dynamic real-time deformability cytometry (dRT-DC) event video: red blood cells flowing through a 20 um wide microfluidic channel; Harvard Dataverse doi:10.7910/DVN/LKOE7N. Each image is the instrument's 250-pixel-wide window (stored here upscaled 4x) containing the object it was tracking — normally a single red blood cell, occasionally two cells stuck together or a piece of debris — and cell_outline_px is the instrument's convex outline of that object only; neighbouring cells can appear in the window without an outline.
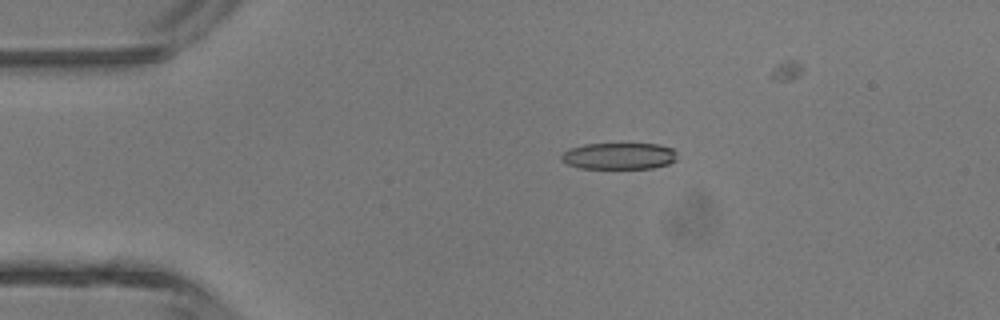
{"species": "common noctule bat (a hibernating species)", "species_latin": "Nyctalus noctula", "temperature_condition": "room temperature", "stored_images_in_passage": 5, "camera_frame_rate_fps": 3000, "um_per_image_px": 0.085, "animal": {"sex": "male", "body_mass_g": 13.3}, "frame": {"image": 1, "passage_image": 3, "time_ms": 2.333, "image_size_px": [1000, 320], "cell_outline_px": [[676, 160], [668, 164], [652, 168], [580, 168], [568, 164], [560, 160], [560, 156], [568, 148], [584, 144], [660, 144], [672, 148], [676, 152]], "centroid_in_image_um": [52.6, 13.25], "position_along_channel_um": 32.4, "area_um2": 17.98}}
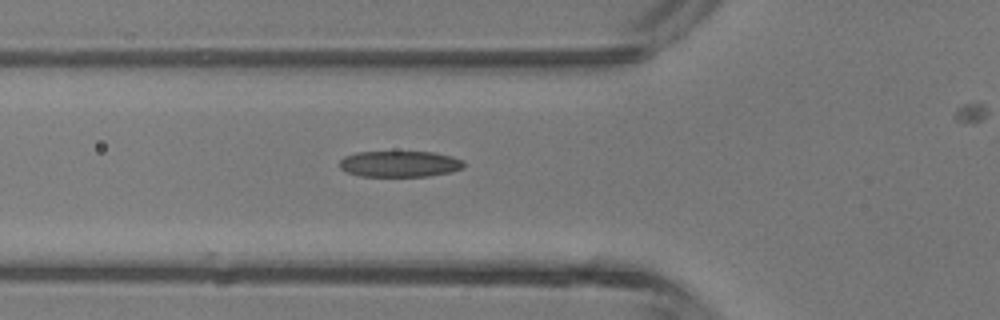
{"frame": {"image": 2, "passage_image": 5, "time_ms": 4.667, "image_size_px": [1000, 320], "cell_outline_px": [[464, 168], [452, 172], [428, 176], [360, 176], [348, 172], [340, 168], [340, 160], [344, 156], [356, 152], [436, 152], [452, 156], [464, 160]], "centroid_in_image_um": [34.01, 13.93], "position_along_channel_um": 91.8, "area_um2": 19.02}}